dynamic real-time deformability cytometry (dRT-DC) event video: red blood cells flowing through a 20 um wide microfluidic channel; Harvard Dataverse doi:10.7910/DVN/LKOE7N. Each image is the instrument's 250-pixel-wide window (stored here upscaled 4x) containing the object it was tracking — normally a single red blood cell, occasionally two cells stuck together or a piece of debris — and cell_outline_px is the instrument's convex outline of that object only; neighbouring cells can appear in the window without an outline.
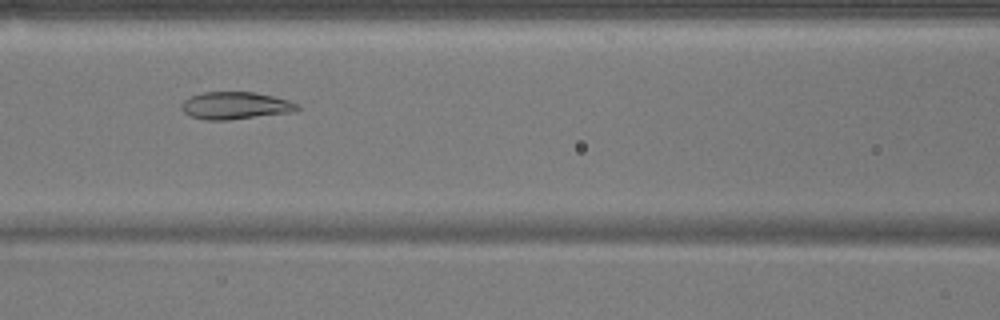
{"species": "common noctule bat (a hibernating species)", "species_latin": "Nyctalus noctula", "temperature_condition": "warm", "stored_images_in_passage": 44, "camera_frame_rate_fps": 3000, "um_per_image_px": 0.085, "animal": {"sex": "male", "body_mass_g": 17.9}, "frame": {"image": 1, "passage_image": 14, "time_ms": 4.333, "image_size_px": [1000, 320], "cell_outline_px": [[300, 108], [296, 112], [228, 120], [204, 120], [192, 116], [184, 112], [180, 108], [180, 104], [184, 100], [192, 96], [204, 92], [256, 92], [288, 100], [300, 104]], "centroid_in_image_um": [20.04, 8.98], "position_along_channel_um": 146.6, "area_um2": 18.61}}
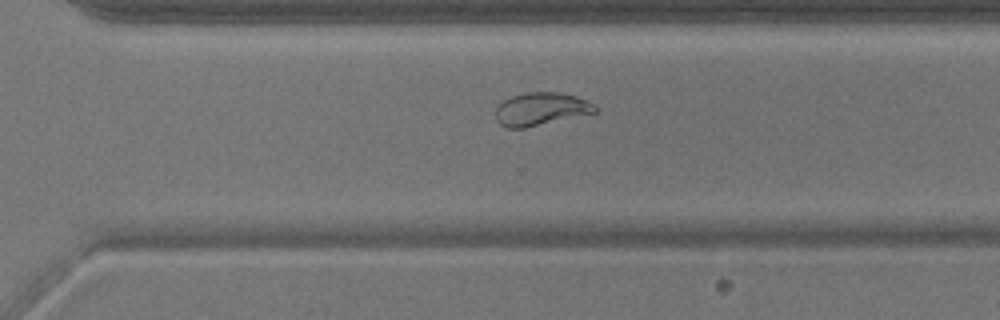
{"frame": {"image": 2, "passage_image": 28, "time_ms": 9.0, "image_size_px": [1000, 320], "cell_outline_px": [[596, 112], [524, 128], [508, 128], [500, 124], [496, 120], [496, 108], [504, 100], [512, 96], [528, 92], [560, 92], [576, 96], [596, 104]], "centroid_in_image_um": [45.98, 9.26], "position_along_channel_um": 324.6, "area_um2": 18.9}}
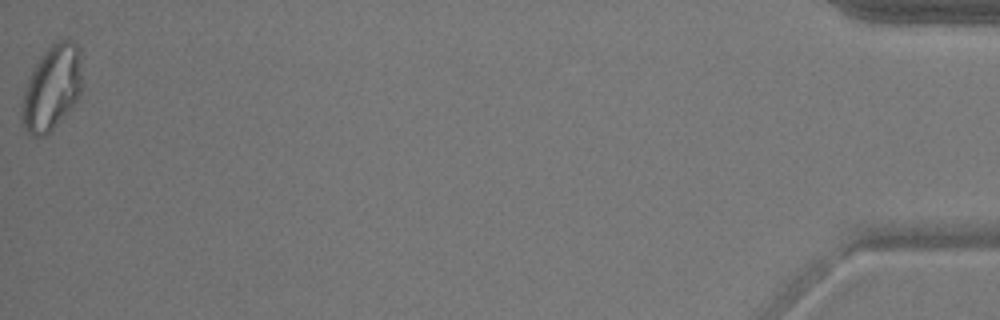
{"frame": {"image": 3, "passage_image": 44, "time_ms": 14.333, "image_size_px": [1000, 320], "cell_outline_px": [[84, 84], [80, 96], [68, 112], [48, 136], [32, 136], [24, 128], [20, 120], [20, 104], [28, 80], [40, 56], [56, 40], [72, 40], [76, 44]], "centroid_in_image_um": [4.4, 7.53], "position_along_channel_um": 430.8, "area_um2": 30.17}, "authors_computed_cell_mechanics": {"area_um2": 20.4323, "velocity_mm_per_s": 3.8235, "shape_relaxation_time_tau1_ms": 4.2533, "shape_relaxation_time_tau2_ms": 0.9684, "deformation_change_tau1": 0.1719, "deformation_change_tau2": 0.049}}